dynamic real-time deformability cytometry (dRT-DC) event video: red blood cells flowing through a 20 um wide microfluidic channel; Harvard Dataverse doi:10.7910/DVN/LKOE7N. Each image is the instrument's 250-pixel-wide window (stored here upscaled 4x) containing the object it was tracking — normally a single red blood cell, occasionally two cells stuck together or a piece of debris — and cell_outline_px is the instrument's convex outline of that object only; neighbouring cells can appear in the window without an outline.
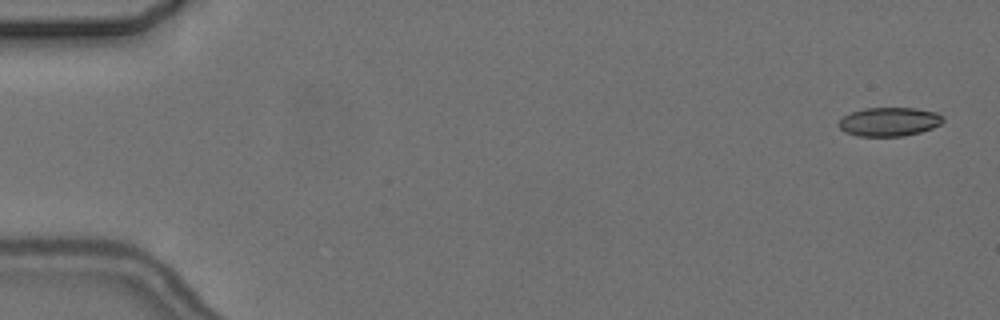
{"species": "common noctule bat (a hibernating species)", "species_latin": "Nyctalus noctula", "temperature_condition": "cold", "stored_images_in_passage": 9, "camera_frame_rate_fps": 3000, "um_per_image_px": 0.085, "animal": {"sex": "female", "body_mass_g": 24.6, "forearm_length_mm": 56.2}, "frame": {"image": 1, "passage_image": 1, "time_ms": 0.0, "image_size_px": [1000, 320], "cell_outline_px": [[944, 120], [940, 124], [932, 128], [920, 132], [904, 136], [856, 136], [844, 132], [836, 124], [844, 116], [852, 112], [864, 108], [916, 108], [936, 112], [944, 116]], "centroid_in_image_um": [75.58, 10.35], "position_along_channel_um": 9.4, "area_um2": 17.63}}
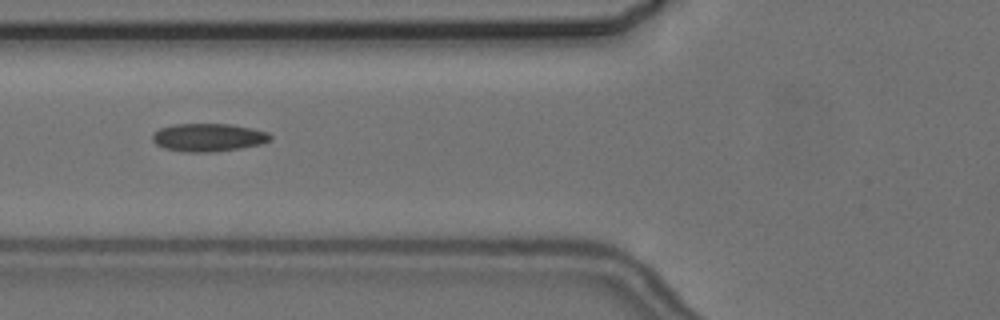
{"frame": {"image": 2, "passage_image": 6, "time_ms": 6.667, "image_size_px": [1000, 320], "cell_outline_px": [[272, 140], [260, 144], [240, 148], [216, 152], [184, 152], [164, 148], [156, 144], [152, 140], [152, 136], [160, 128], [176, 124], [232, 124], [252, 128], [268, 132], [272, 136]], "centroid_in_image_um": [17.74, 11.68], "position_along_channel_um": 108.1, "area_um2": 19.31}}
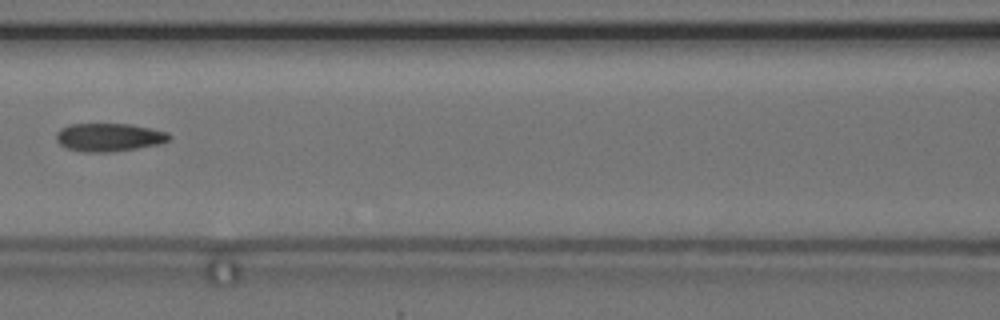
{"frame": {"image": 3, "passage_image": 7, "time_ms": 8.0, "image_size_px": [1000, 320], "cell_outline_px": [[172, 136], [168, 140], [160, 144], [136, 148], [108, 152], [80, 152], [68, 148], [60, 144], [56, 140], [56, 132], [60, 128], [68, 124], [132, 124], [152, 128], [168, 132]], "centroid_in_image_um": [9.26, 11.66], "position_along_channel_um": 157.3, "area_um2": 18.67}}